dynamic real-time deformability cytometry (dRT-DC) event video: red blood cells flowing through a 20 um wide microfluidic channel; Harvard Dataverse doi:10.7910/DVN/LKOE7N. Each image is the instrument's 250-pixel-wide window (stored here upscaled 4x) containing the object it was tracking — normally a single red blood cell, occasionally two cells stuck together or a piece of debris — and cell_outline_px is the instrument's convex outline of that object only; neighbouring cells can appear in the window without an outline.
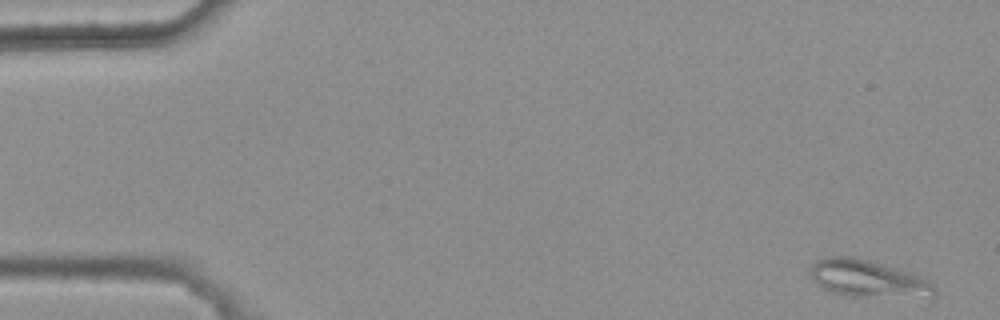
{"species": "common noctule bat (a hibernating species)", "species_latin": "Nyctalus noctula", "temperature_condition": "warm", "stored_images_in_passage": 8, "camera_frame_rate_fps": 3000, "um_per_image_px": 0.085, "animal": {"sex": "female", "body_mass_g": 25.1}, "frame": {"image": 1, "passage_image": 1, "time_ms": 0.0, "image_size_px": [1000, 320], "cell_outline_px": [[936, 296], [852, 296], [832, 292], [816, 284], [812, 280], [808, 272], [808, 268], [816, 260], [828, 256], [852, 256], [868, 260], [928, 280], [936, 288]], "centroid_in_image_um": [73.65, 23.67], "position_along_channel_um": 11.3, "area_um2": 26.24}}
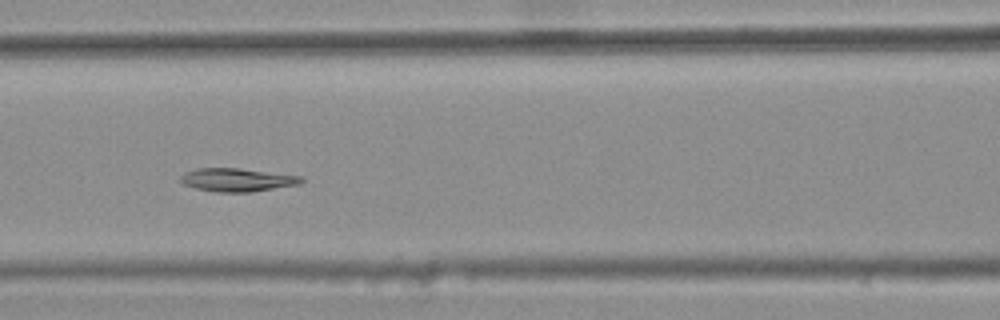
{"frame": {"image": 2, "passage_image": 7, "time_ms": 2.0, "image_size_px": [1000, 320], "cell_outline_px": [[304, 180], [300, 184], [248, 192], [216, 192], [196, 188], [184, 184], [180, 180], [180, 176], [184, 172], [196, 168], [240, 168], [300, 176]], "centroid_in_image_um": [20.12, 15.28], "position_along_channel_um": 146.5, "area_um2": 16.24}}
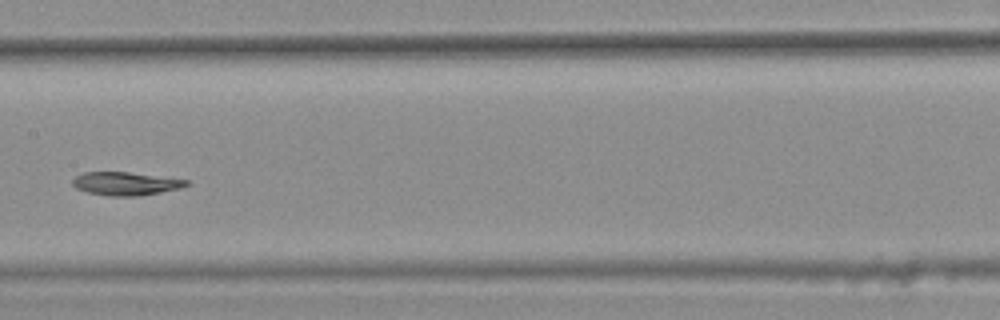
{"frame": {"image": 3, "passage_image": 8, "time_ms": 2.333, "image_size_px": [1000, 320], "cell_outline_px": [[188, 184], [180, 188], [140, 196], [108, 196], [88, 192], [76, 188], [72, 184], [72, 180], [76, 176], [84, 172], [128, 172], [188, 180]], "centroid_in_image_um": [10.65, 15.61], "position_along_channel_um": 196.8, "area_um2": 15.26}}